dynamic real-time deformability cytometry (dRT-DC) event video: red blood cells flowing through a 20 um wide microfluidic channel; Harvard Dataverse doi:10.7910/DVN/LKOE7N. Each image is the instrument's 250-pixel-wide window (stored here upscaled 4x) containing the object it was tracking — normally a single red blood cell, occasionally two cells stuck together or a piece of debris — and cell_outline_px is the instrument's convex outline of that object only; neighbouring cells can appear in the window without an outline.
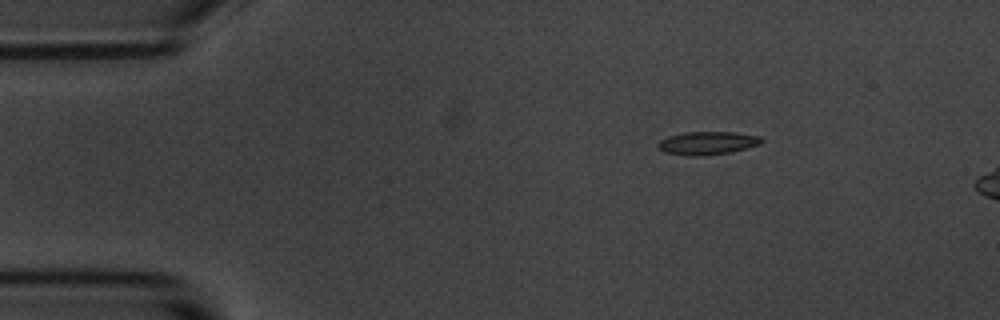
{"species": "common noctule bat (a hibernating species)", "species_latin": "Nyctalus noctula", "temperature_condition": "room temperature", "stored_images_in_passage": 3, "camera_frame_rate_fps": 3000, "um_per_image_px": 0.085, "animal": {"sex": "male", "body_mass_g": 20.1, "forearm_length_mm": 53.5}, "frame": {"image": 1, "passage_image": 1, "time_ms": 0.0, "image_size_px": [1000, 320], "cell_outline_px": [[764, 140], [760, 144], [732, 152], [696, 156], [692, 156], [664, 152], [656, 144], [660, 140], [668, 136], [684, 132], [732, 132], [760, 136]], "centroid_in_image_um": [60.13, 12.15], "position_along_channel_um": 24.9, "area_um2": 13.87}}